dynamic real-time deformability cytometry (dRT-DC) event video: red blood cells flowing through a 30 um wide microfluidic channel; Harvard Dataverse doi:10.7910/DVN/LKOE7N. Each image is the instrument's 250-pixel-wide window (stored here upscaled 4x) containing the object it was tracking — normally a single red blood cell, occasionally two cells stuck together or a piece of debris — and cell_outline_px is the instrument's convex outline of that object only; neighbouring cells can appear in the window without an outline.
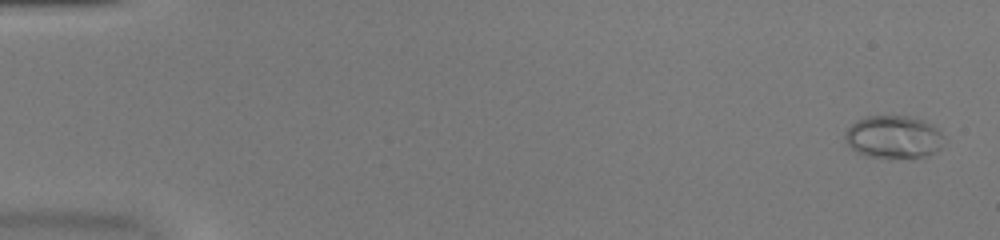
{"species": "common noctule bat (a hibernating species)", "species_latin": "Nyctalus noctula", "temperature_condition": "warm", "stored_images_in_passage": 40, "camera_frame_rate_fps": 3000, "um_per_image_px": 0.085, "animal": {"sex": "female", "body_mass_g": 20.0, "forearm_length_mm": 54.0}, "frame": {"image": 1, "passage_image": 2, "time_ms": 0.333, "image_size_px": [1000, 240], "cell_outline_px": [[944, 136], [940, 148], [928, 156], [888, 160], [868, 156], [856, 152], [844, 140], [844, 132], [856, 120], [868, 116], [908, 116], [924, 120], [932, 124]], "centroid_in_image_um": [75.94, 11.67], "position_along_channel_um": 9.1, "area_um2": 25.14}}
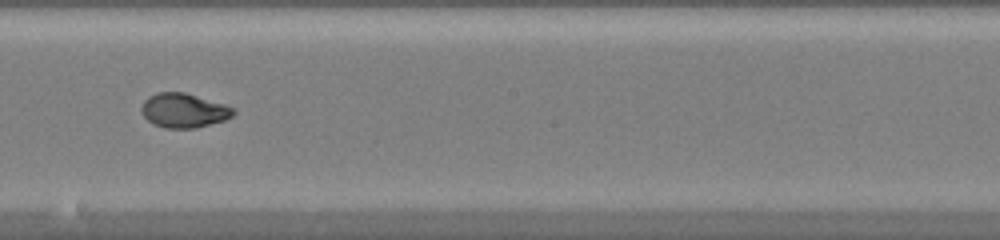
{"frame": {"image": 2, "passage_image": 30, "time_ms": 9.667, "image_size_px": [1000, 240], "cell_outline_px": [[236, 112], [232, 116], [224, 120], [196, 128], [164, 128], [152, 124], [144, 116], [140, 108], [144, 100], [148, 96], [156, 92], [184, 92], [224, 104], [236, 108]], "centroid_in_image_um": [15.61, 9.39], "position_along_channel_um": 232.6, "area_um2": 18.5}}
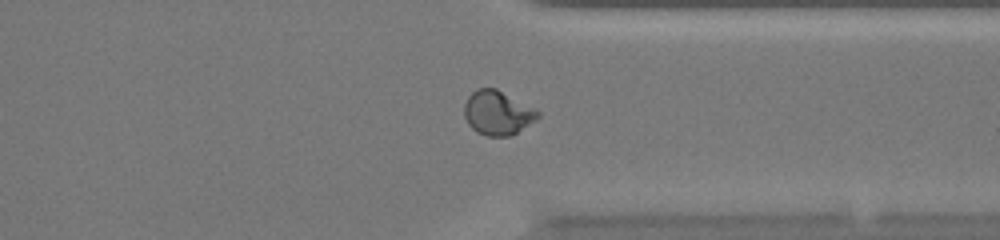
{"frame": {"image": 3, "passage_image": 40, "time_ms": 13.0, "image_size_px": [1000, 240], "cell_outline_px": [[540, 116], [536, 120], [512, 136], [488, 136], [476, 132], [468, 124], [464, 116], [464, 104], [468, 96], [472, 92], [480, 88], [496, 88], [536, 108], [540, 112]], "centroid_in_image_um": [42.31, 9.59], "position_along_channel_um": 369.1, "area_um2": 19.19}, "authors_computed_cell_mechanics": {"area_um2": 19.1318, "velocity_mm_per_s": 4.1109, "shape_relaxation_time_tau1_ms": 7.1526, "shape_relaxation_time_tau2_ms": 0.6064, "deformation_change_tau1": 0.2651, "deformation_change_tau2": 0.0411}}